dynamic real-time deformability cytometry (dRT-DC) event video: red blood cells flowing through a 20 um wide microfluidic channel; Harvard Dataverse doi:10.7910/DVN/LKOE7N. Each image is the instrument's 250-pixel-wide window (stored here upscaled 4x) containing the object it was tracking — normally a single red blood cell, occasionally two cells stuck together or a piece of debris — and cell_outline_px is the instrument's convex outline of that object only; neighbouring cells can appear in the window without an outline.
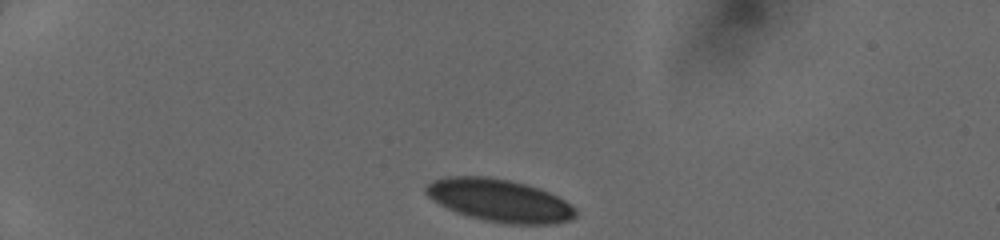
{"species": "human", "species_latin": "Homo sapiens", "temperature_condition": "cold", "stored_images_in_passage": 33, "camera_frame_rate_fps": 3000, "um_per_image_px": 0.085, "donor": {"sex": "female"}, "frame": {"image": 1, "passage_image": 1, "time_ms": 0.0, "image_size_px": [1000, 240], "cell_outline_px": [[576, 216], [568, 220], [552, 224], [504, 224], [484, 220], [468, 216], [456, 212], [432, 200], [424, 192], [424, 188], [432, 180], [448, 176], [484, 176], [508, 180], [540, 188], [564, 200], [576, 208]], "centroid_in_image_um": [42.43, 17.04], "position_along_channel_um": 42.6, "area_um2": 37.11}}
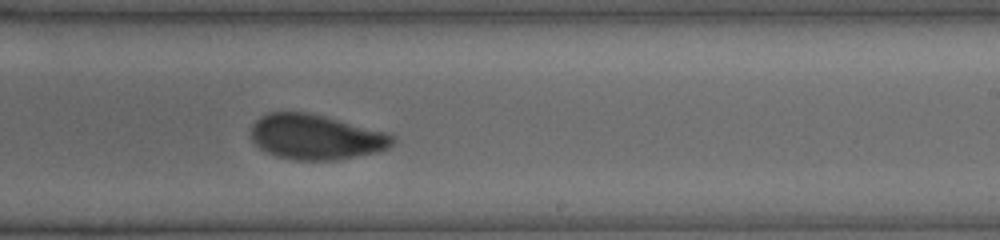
{"frame": {"image": 2, "passage_image": 21, "time_ms": 6.667, "image_size_px": [1000, 240], "cell_outline_px": [[396, 140], [388, 148], [376, 152], [340, 160], [296, 160], [276, 156], [260, 148], [252, 140], [252, 124], [260, 116], [268, 112], [308, 112], [324, 116], [384, 132], [396, 136]], "centroid_in_image_um": [26.84, 11.65], "position_along_channel_um": 262.2, "area_um2": 37.05}}
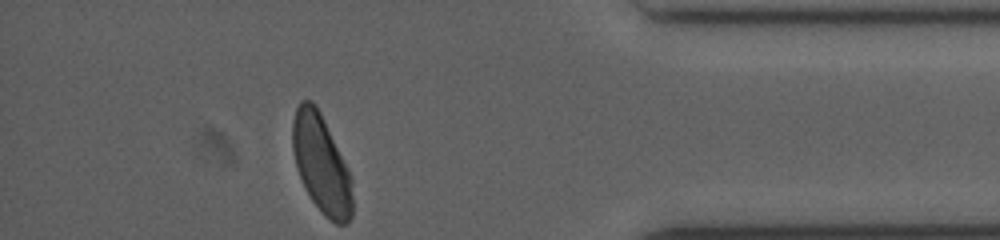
{"frame": {"image": 3, "passage_image": 33, "time_ms": 10.667, "image_size_px": [1000, 240], "cell_outline_px": [[352, 216], [348, 224], [336, 224], [324, 216], [320, 212], [304, 188], [296, 168], [292, 148], [292, 120], [296, 108], [300, 100], [312, 100], [316, 104], [352, 176]], "centroid_in_image_um": [27.3, 13.96], "position_along_channel_um": 407.9, "area_um2": 34.68}}